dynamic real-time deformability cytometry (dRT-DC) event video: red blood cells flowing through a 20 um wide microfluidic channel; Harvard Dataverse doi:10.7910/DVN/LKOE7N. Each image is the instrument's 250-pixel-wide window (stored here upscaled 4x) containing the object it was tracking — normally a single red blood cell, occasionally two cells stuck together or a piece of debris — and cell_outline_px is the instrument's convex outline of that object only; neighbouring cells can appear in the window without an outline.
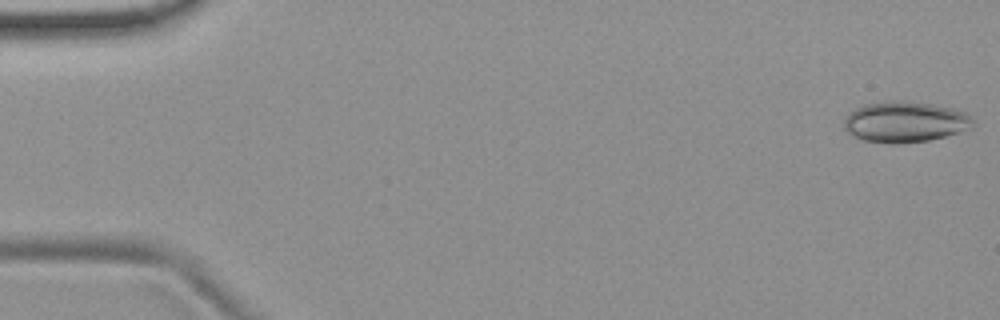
{"species": "common noctule bat (a hibernating species)", "species_latin": "Nyctalus noctula", "temperature_condition": "room temperature", "stored_images_in_passage": 6, "camera_frame_rate_fps": 3000, "um_per_image_px": 0.085, "animal": {"sex": "female", "body_mass_g": 19.9}, "frame": {"image": 1, "passage_image": 1, "time_ms": 0.0, "image_size_px": [1000, 320], "cell_outline_px": [[976, 124], [972, 128], [960, 132], [928, 140], [900, 144], [888, 144], [860, 140], [852, 136], [844, 128], [844, 116], [848, 112], [864, 104], [888, 100], [900, 100], [956, 108], [968, 112], [972, 116]], "centroid_in_image_um": [76.93, 10.36], "position_along_channel_um": 8.1, "area_um2": 31.39}}